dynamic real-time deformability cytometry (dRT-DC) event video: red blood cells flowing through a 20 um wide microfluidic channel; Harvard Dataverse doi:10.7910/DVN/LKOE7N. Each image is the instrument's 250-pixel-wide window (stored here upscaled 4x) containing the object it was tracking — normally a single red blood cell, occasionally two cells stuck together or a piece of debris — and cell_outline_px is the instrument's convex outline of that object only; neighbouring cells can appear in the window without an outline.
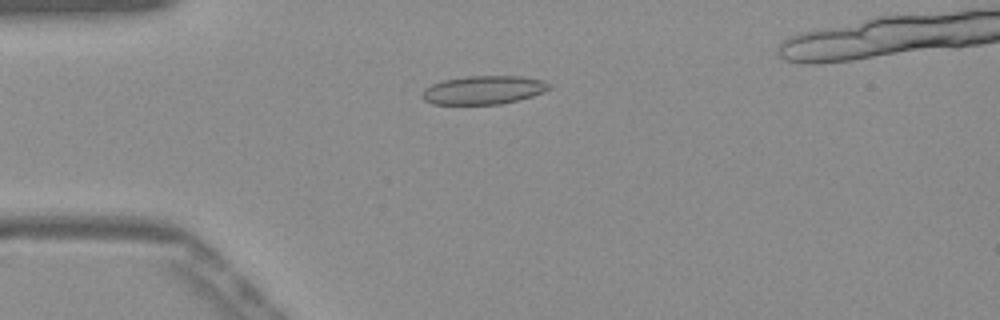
{"species": "Egyptian fruit bat (a non-hibernating species)", "species_latin": "Rousettus aegyptiacus", "temperature_condition": "warm", "stored_images_in_passage": 49, "camera_frame_rate_fps": 3000, "um_per_image_px": 0.085, "frame": {"image": 1, "passage_image": 13, "time_ms": 4.0, "image_size_px": [1000, 320], "cell_outline_px": [[552, 88], [544, 92], [520, 100], [500, 104], [432, 104], [424, 100], [420, 96], [420, 92], [424, 88], [432, 84], [444, 80], [468, 76], [520, 76], [544, 80], [552, 84]], "centroid_in_image_um": [41.11, 7.65], "position_along_channel_um": 43.9, "area_um2": 21.39}}
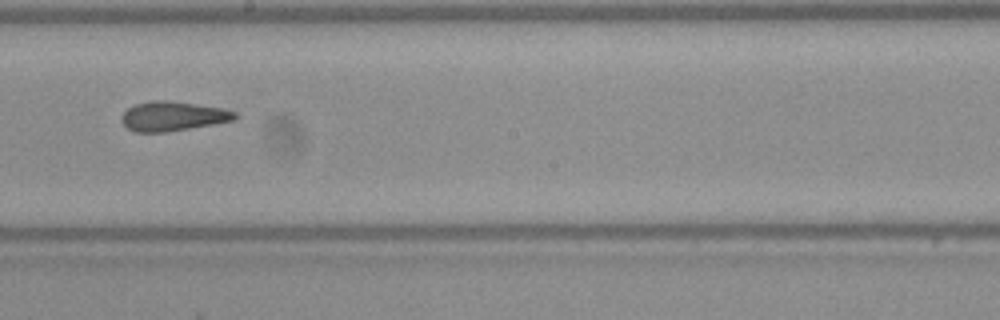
{"frame": {"image": 2, "passage_image": 29, "time_ms": 9.333, "image_size_px": [1000, 320], "cell_outline_px": [[236, 116], [232, 120], [212, 124], [164, 132], [132, 132], [120, 120], [120, 116], [128, 108], [136, 104], [152, 100], [168, 100], [220, 108], [236, 112]], "centroid_in_image_um": [14.61, 9.87], "position_along_channel_um": 233.6, "area_um2": 19.13}}
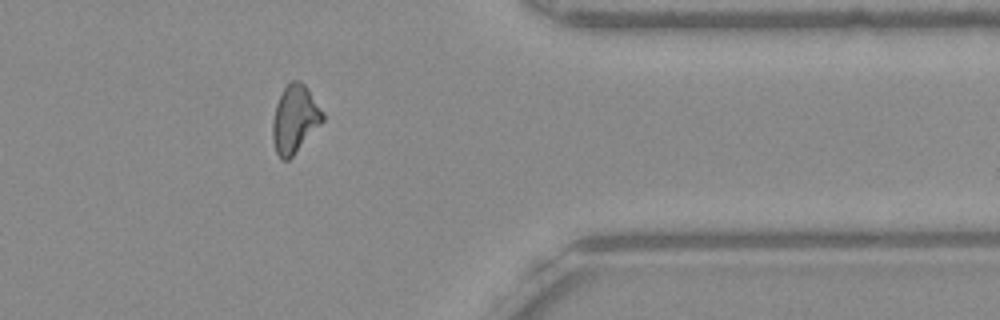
{"frame": {"image": 3, "passage_image": 42, "time_ms": 13.667, "image_size_px": [1000, 320], "cell_outline_px": [[324, 120], [292, 156], [288, 160], [280, 160], [276, 152], [272, 136], [272, 120], [276, 104], [284, 88], [292, 80], [300, 80], [308, 88], [324, 112]], "centroid_in_image_um": [25.05, 10.11], "position_along_channel_um": 386.3, "area_um2": 19.71}, "authors_computed_cell_mechanics": {"area_um2": 19.7098, "velocity_mm_per_s": 3.904, "shape_relaxation_time_tau1_ms": null, "shape_relaxation_time_tau2_ms": 3.9859, "deformation_change_tau1": null, "deformation_change_tau2": 0.1172}}